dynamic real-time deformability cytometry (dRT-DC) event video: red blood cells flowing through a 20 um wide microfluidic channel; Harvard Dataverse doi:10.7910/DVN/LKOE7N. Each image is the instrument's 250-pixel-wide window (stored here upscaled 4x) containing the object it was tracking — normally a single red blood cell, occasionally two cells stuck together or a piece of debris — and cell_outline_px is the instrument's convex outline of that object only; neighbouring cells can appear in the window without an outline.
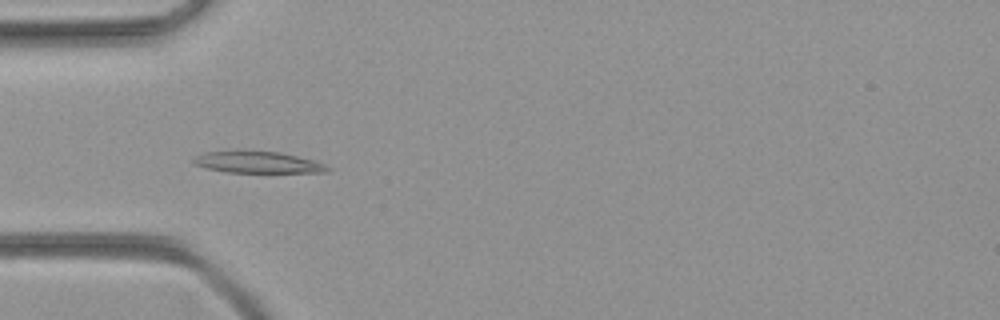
{"species": "common noctule bat (a hibernating species)", "species_latin": "Nyctalus noctula", "temperature_condition": "room temperature", "stored_images_in_passage": 45, "camera_frame_rate_fps": 3000, "um_per_image_px": 0.085, "animal": {"sex": "female", "body_mass_g": 21.9}, "frame": {"image": 1, "passage_image": 11, "time_ms": 3.333, "image_size_px": [1000, 320], "cell_outline_px": [[332, 168], [328, 172], [228, 172], [208, 168], [192, 164], [192, 160], [196, 156], [204, 152], [280, 152], [316, 160]], "centroid_in_image_um": [21.97, 13.81], "position_along_channel_um": 63.0, "area_um2": 16.47}}
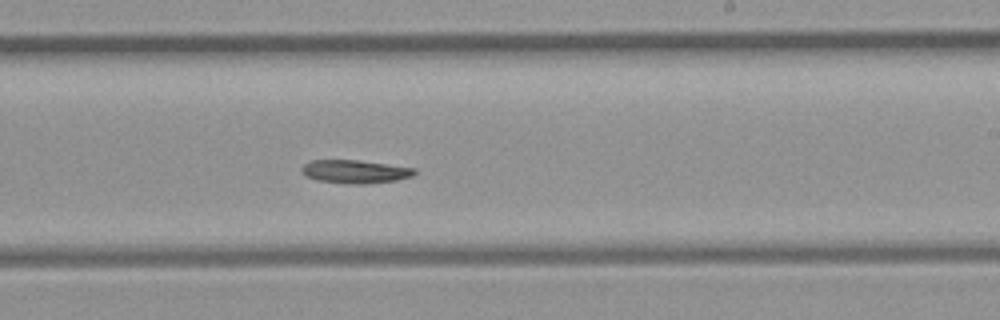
{"frame": {"image": 2, "passage_image": 25, "time_ms": 8.0, "image_size_px": [1000, 320], "cell_outline_px": [[416, 172], [412, 176], [396, 180], [364, 184], [352, 184], [316, 180], [304, 176], [300, 172], [300, 168], [308, 160], [360, 160], [416, 168]], "centroid_in_image_um": [30.13, 14.58], "position_along_channel_um": 258.9, "area_um2": 15.49}}
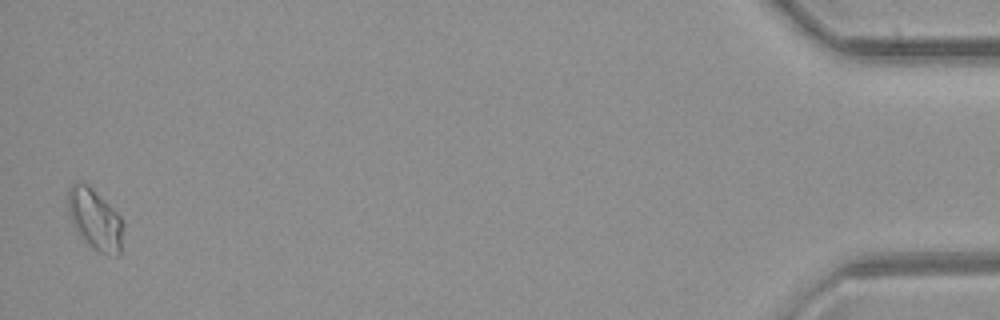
{"frame": {"image": 3, "passage_image": 44, "time_ms": 14.333, "image_size_px": [1000, 320], "cell_outline_px": [[124, 224], [120, 252], [116, 256], [100, 252], [92, 248], [80, 236], [72, 224], [68, 212], [68, 188], [72, 184], [88, 184], [120, 216]], "centroid_in_image_um": [8.07, 18.67], "position_along_channel_um": 427.1, "area_um2": 19.36}}